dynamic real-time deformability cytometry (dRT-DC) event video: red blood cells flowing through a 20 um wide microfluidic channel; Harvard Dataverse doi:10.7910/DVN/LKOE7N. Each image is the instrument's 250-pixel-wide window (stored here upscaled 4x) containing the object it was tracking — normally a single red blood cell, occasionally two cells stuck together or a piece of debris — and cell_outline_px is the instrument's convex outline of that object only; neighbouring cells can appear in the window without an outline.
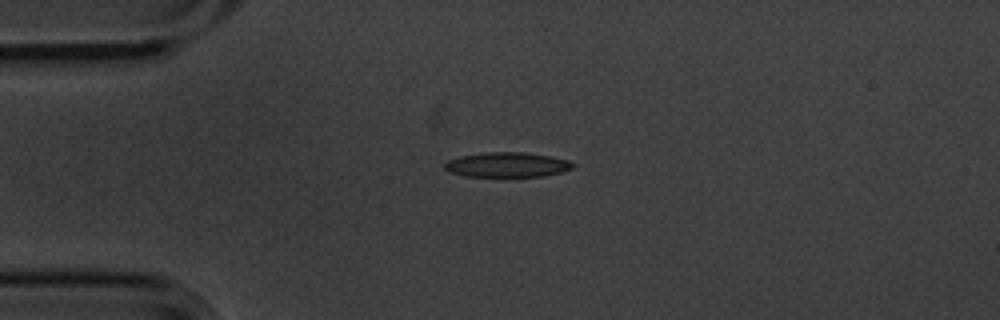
{"species": "common noctule bat (a hibernating species)", "species_latin": "Nyctalus noctula", "temperature_condition": "cold", "stored_images_in_passage": 2, "camera_frame_rate_fps": 3000, "um_per_image_px": 0.085, "animal": {"sex": "male", "body_mass_g": 20.1, "forearm_length_mm": 53.5}, "frame": {"image": 1, "passage_image": 1, "time_ms": 0.0, "image_size_px": [1000, 320], "cell_outline_px": [[576, 164], [572, 168], [560, 172], [544, 176], [464, 176], [452, 172], [444, 168], [444, 164], [448, 160], [460, 156], [488, 152], [524, 152], [552, 156], [568, 160]], "centroid_in_image_um": [43.13, 13.99], "position_along_channel_um": 41.9, "area_um2": 18.44}}